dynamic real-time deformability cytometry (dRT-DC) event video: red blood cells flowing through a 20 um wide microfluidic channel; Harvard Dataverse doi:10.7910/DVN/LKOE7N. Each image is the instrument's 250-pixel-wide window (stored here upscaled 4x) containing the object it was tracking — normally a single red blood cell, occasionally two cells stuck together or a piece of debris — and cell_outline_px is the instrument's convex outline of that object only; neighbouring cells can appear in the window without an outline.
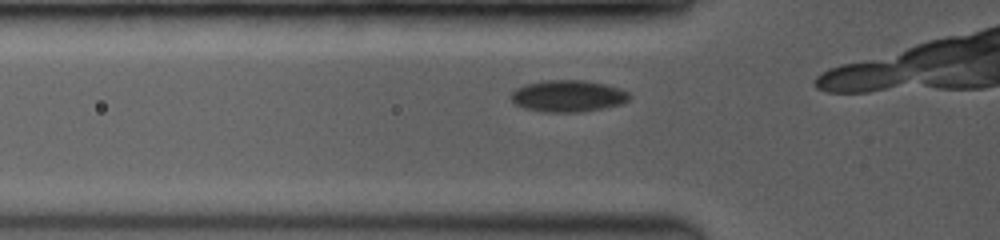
{"species": "common noctule bat (a hibernating species)", "species_latin": "Nyctalus noctula", "temperature_condition": "room temperature", "stored_images_in_passage": 9, "camera_frame_rate_fps": 3500, "um_per_image_px": 0.085, "animal": {"sex": "female", "body_mass_g": 19.0, "forearm_length_mm": 53.3}, "frame": {"image": 1, "passage_image": 6, "time_ms": 0.857, "image_size_px": [1000, 240], "cell_outline_px": [[628, 100], [620, 104], [604, 108], [580, 112], [540, 112], [524, 108], [516, 104], [512, 100], [512, 92], [516, 88], [524, 84], [544, 80], [580, 80], [604, 84], [620, 88], [628, 92]], "centroid_in_image_um": [48.25, 8.16], "position_along_channel_um": 77.6, "area_um2": 21.79}}